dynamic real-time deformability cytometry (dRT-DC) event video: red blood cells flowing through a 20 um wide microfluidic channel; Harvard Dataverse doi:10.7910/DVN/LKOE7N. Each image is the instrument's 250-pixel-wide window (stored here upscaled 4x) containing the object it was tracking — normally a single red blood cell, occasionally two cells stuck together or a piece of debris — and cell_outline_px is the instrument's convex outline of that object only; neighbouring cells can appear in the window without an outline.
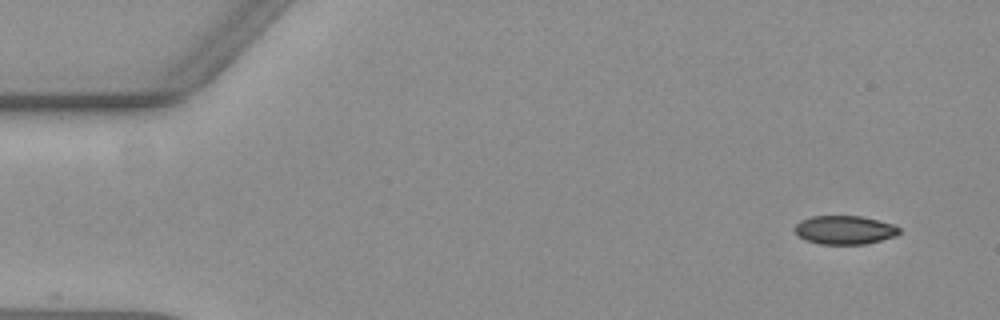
{"species": "common noctule bat (a hibernating species)", "species_latin": "Nyctalus noctula", "temperature_condition": "warm", "stored_images_in_passage": 54, "camera_frame_rate_fps": 3000, "um_per_image_px": 0.085, "animal": {"sex": "female", "body_mass_g": 19.3, "forearm_length_mm": 54.1}, "frame": {"image": 1, "passage_image": 1, "time_ms": 0.0, "image_size_px": [1000, 320], "cell_outline_px": [[900, 232], [896, 236], [864, 244], [820, 244], [808, 240], [800, 236], [796, 232], [796, 224], [800, 220], [812, 216], [860, 216], [892, 224], [900, 228]], "centroid_in_image_um": [71.81, 19.54], "position_along_channel_um": 13.2, "area_um2": 17.17}}
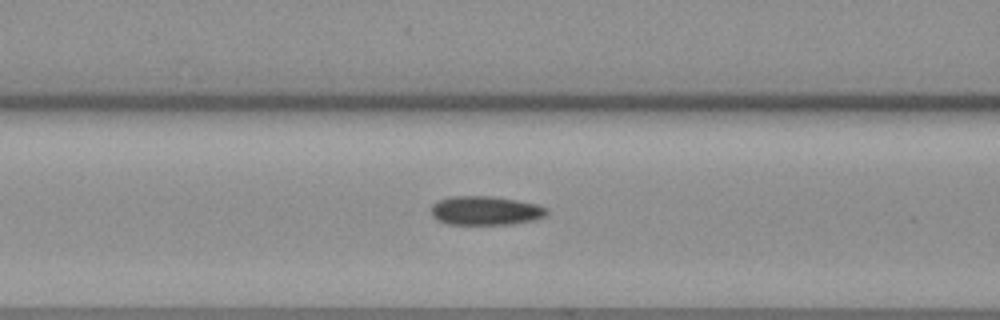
{"frame": {"image": 2, "passage_image": 20, "time_ms": 6.333, "image_size_px": [1000, 320], "cell_outline_px": [[548, 212], [544, 216], [532, 220], [512, 224], [448, 224], [436, 220], [432, 216], [432, 204], [448, 196], [492, 196], [516, 200], [536, 204], [548, 208]], "centroid_in_image_um": [41.24, 17.9], "position_along_channel_um": 125.4, "area_um2": 19.48}}
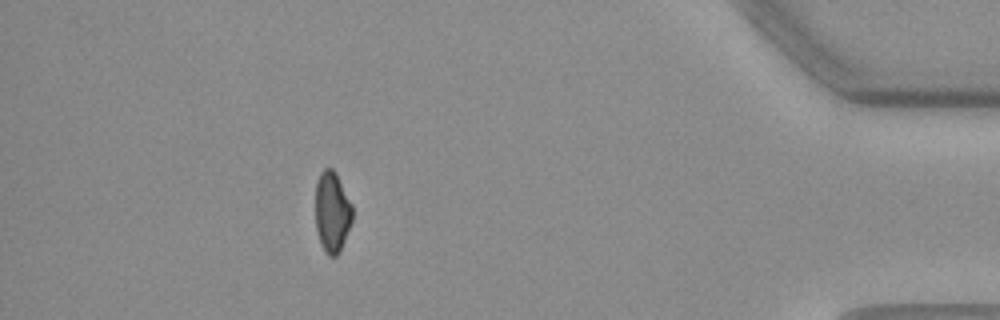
{"frame": {"image": 3, "passage_image": 48, "time_ms": 15.667, "image_size_px": [1000, 320], "cell_outline_px": [[352, 220], [340, 252], [336, 256], [328, 256], [324, 252], [320, 244], [316, 228], [316, 180], [320, 172], [324, 168], [332, 168], [336, 172], [352, 204]], "centroid_in_image_um": [28.22, 18.02], "position_along_channel_um": 407.0, "area_um2": 17.57}, "authors_computed_cell_mechanics": {"area_um2": 18.785, "velocity_mm_per_s": 3.6049, "shape_relaxation_time_tau1_ms": null, "shape_relaxation_time_tau2_ms": 6.7623, "deformation_change_tau1": null, "deformation_change_tau2": 0.1146}}